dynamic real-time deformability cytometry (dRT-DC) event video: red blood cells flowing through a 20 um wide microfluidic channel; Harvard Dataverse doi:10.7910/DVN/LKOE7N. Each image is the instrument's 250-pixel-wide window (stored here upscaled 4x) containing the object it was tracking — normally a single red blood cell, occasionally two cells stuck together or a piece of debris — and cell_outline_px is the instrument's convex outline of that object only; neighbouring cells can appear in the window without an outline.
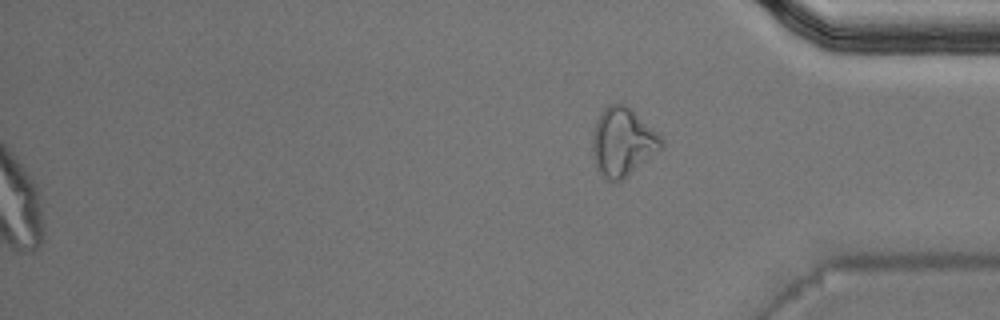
{"species": "Egyptian fruit bat (a non-hibernating species)", "species_latin": "Rousettus aegyptiacus", "temperature_condition": "warm", "stored_images_in_passage": 51, "camera_frame_rate_fps": 3000, "um_per_image_px": 0.085, "animal": {"sex": "male"}, "frame": {"image": 1, "passage_image": 51, "time_ms": 16.667, "image_size_px": [1000, 320], "cell_outline_px": [[664, 144], [660, 148], [620, 180], [608, 180], [596, 168], [592, 156], [592, 136], [596, 120], [600, 112], [608, 104], [624, 104], [652, 128], [664, 140]], "centroid_in_image_um": [52.86, 12.04], "position_along_channel_um": 382.3, "area_um2": 26.59}, "authors_computed_cell_mechanics": {"area_um2": 25.721, "velocity_mm_per_s": 4.0189, "shape_relaxation_time_tau1_ms": 10.7367, "shape_relaxation_time_tau2_ms": 1.7838, "deformation_change_tau1": 0.3501, "deformation_change_tau2": 0.0792}}